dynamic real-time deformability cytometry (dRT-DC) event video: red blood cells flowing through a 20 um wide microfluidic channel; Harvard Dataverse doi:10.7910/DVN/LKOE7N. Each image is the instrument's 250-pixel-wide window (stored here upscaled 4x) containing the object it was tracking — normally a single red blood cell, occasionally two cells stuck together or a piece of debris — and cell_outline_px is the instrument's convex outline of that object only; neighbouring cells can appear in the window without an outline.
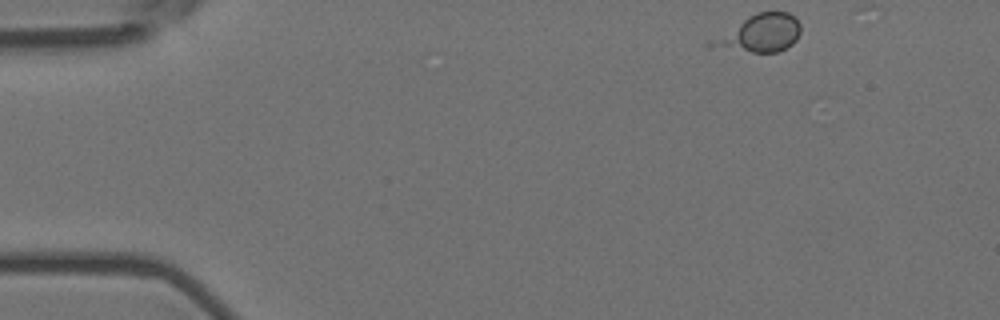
{"species": "Egyptian fruit bat (a non-hibernating species)", "species_latin": "Rousettus aegyptiacus", "temperature_condition": "room temperature", "stored_images_in_passage": 5, "camera_frame_rate_fps": 3000, "um_per_image_px": 0.085, "animal": {"sex": "female"}, "frame": {"image": 1, "passage_image": 1, "time_ms": 0.0, "image_size_px": [1000, 320], "cell_outline_px": [[800, 32], [796, 40], [792, 44], [776, 52], [752, 52], [704, 48], [708, 40], [748, 16], [756, 12], [788, 12], [800, 24]], "centroid_in_image_um": [64.47, 2.86], "position_along_channel_um": 20.5, "area_um2": 19.65}}
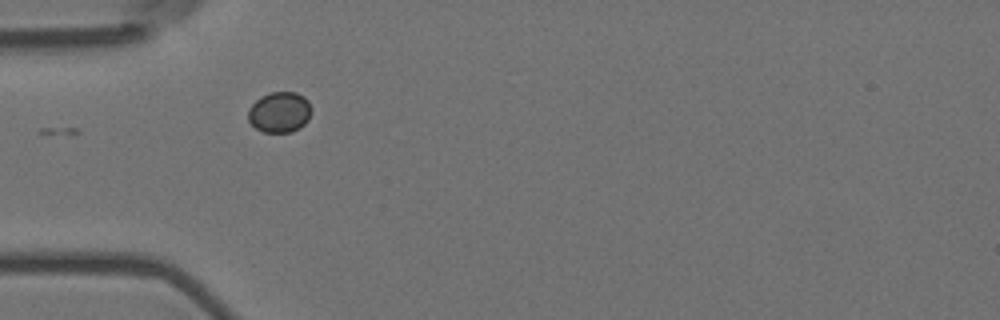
{"frame": {"image": 2, "passage_image": 4, "time_ms": 1.0, "image_size_px": [1000, 320], "cell_outline_px": [[312, 112], [308, 120], [300, 128], [292, 132], [264, 132], [256, 128], [248, 120], [248, 112], [252, 104], [260, 96], [272, 92], [296, 92], [304, 96], [308, 100], [312, 108]], "centroid_in_image_um": [23.79, 9.53], "position_along_channel_um": 61.2, "area_um2": 15.14}}
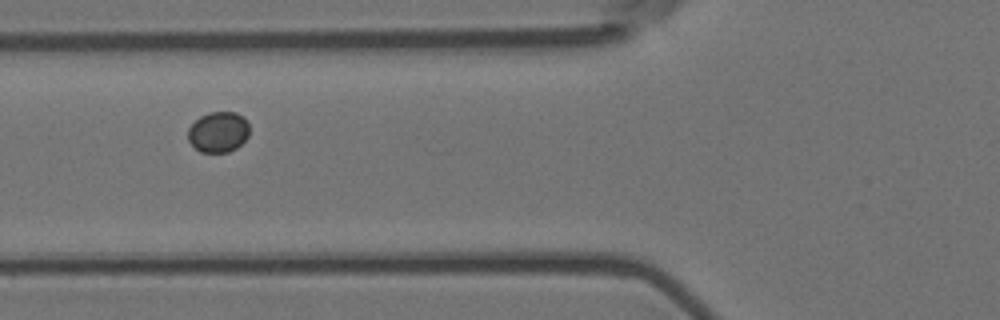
{"frame": {"image": 3, "passage_image": 5, "time_ms": 1.333, "image_size_px": [1000, 320], "cell_outline_px": [[248, 136], [236, 148], [228, 152], [200, 152], [188, 140], [188, 128], [200, 116], [208, 112], [236, 112], [244, 116], [248, 124]], "centroid_in_image_um": [18.56, 11.21], "position_along_channel_um": 107.2, "area_um2": 14.51}}